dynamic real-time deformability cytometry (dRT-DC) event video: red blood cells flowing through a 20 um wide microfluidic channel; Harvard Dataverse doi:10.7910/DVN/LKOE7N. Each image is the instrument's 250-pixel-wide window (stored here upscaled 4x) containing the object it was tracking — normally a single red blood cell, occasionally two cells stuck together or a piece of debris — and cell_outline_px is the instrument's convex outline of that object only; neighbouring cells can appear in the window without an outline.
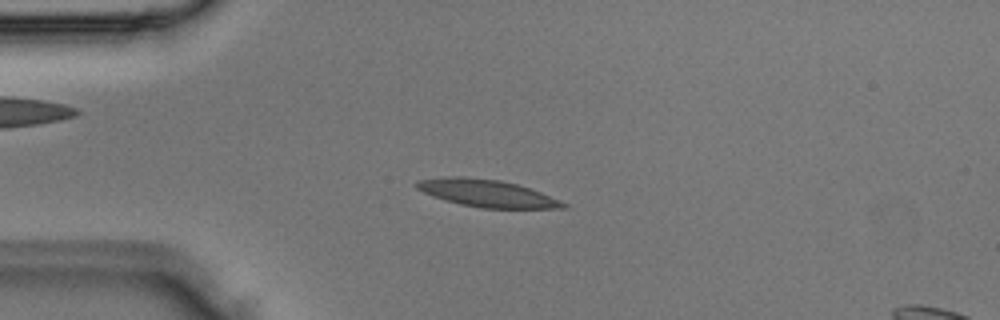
{"species": "Egyptian fruit bat (a non-hibernating species)", "species_latin": "Rousettus aegyptiacus", "temperature_condition": "room temperature", "stored_images_in_passage": 4, "segment_of_instrument_passage": [1, 2], "camera_frame_rate_fps": 3000, "um_per_image_px": 0.085, "animal": {"sex": "male"}, "frame": {"image": 1, "passage_image": 3, "time_ms": 0.667, "image_size_px": [1000, 320], "cell_outline_px": [[568, 208], [480, 208], [460, 204], [444, 200], [424, 192], [416, 188], [416, 180], [444, 176], [468, 176], [500, 180], [516, 184], [540, 192], [560, 200], [568, 204]], "centroid_in_image_um": [41.36, 16.41], "position_along_channel_um": 43.6, "area_um2": 23.35}}